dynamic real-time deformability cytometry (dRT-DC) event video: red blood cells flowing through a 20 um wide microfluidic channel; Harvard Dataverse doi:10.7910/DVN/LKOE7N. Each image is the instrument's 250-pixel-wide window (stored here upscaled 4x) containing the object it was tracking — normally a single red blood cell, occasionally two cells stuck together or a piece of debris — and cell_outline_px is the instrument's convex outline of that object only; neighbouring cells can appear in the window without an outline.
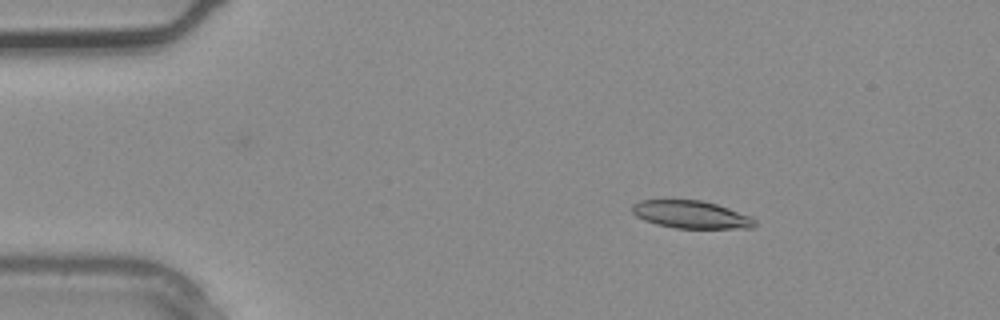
{"species": "common noctule bat (a hibernating species)", "species_latin": "Nyctalus noctula", "temperature_condition": "warm", "stored_images_in_passage": 2, "camera_frame_rate_fps": 3000, "um_per_image_px": 0.085, "animal": {"sex": "male", "body_mass_g": 20.4}, "frame": {"image": 1, "passage_image": 1, "time_ms": 0.0, "image_size_px": [1000, 320], "cell_outline_px": [[756, 224], [752, 228], [676, 228], [656, 224], [644, 220], [636, 216], [632, 212], [632, 204], [640, 200], [700, 200], [716, 204], [752, 216], [756, 220]], "centroid_in_image_um": [58.74, 18.24], "position_along_channel_um": 26.3, "area_um2": 19.77}}